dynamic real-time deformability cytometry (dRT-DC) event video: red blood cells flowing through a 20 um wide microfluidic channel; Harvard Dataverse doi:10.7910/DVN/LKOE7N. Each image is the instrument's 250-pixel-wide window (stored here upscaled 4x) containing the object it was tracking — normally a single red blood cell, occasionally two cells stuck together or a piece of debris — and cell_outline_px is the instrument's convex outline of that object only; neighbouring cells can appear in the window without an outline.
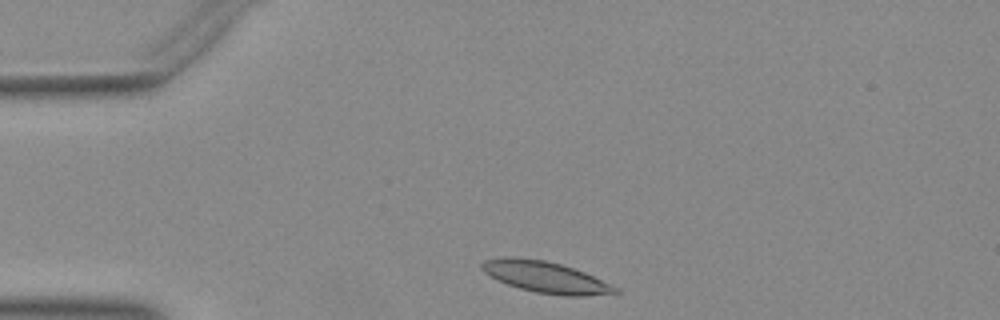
{"species": "Egyptian fruit bat (a non-hibernating species)", "species_latin": "Rousettus aegyptiacus", "temperature_condition": "warm", "stored_images_in_passage": 33, "camera_frame_rate_fps": 3000, "um_per_image_px": 0.085, "animal": {"sex": "female"}, "frame": {"image": 1, "passage_image": 2, "time_ms": 0.333, "image_size_px": [1000, 320], "cell_outline_px": [[620, 292], [584, 296], [564, 296], [536, 292], [520, 288], [508, 284], [484, 272], [480, 268], [480, 264], [484, 260], [504, 256], [544, 260], [560, 264], [584, 272], [620, 288]], "centroid_in_image_um": [46.38, 23.55], "position_along_channel_um": 38.6, "area_um2": 24.04}}
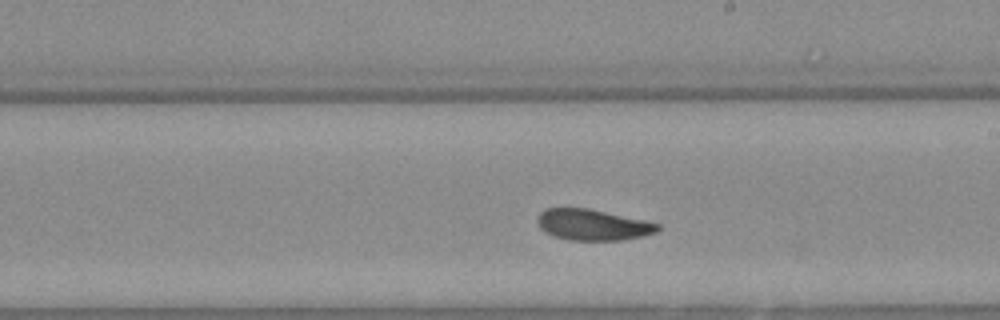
{"frame": {"image": 2, "passage_image": 20, "time_ms": 6.333, "image_size_px": [1000, 320], "cell_outline_px": [[660, 228], [656, 232], [644, 236], [620, 240], [568, 240], [552, 236], [544, 232], [540, 228], [536, 220], [540, 212], [544, 208], [588, 208], [644, 220], [660, 224]], "centroid_in_image_um": [50.35, 19.11], "position_along_channel_um": 238.7, "area_um2": 21.85}}
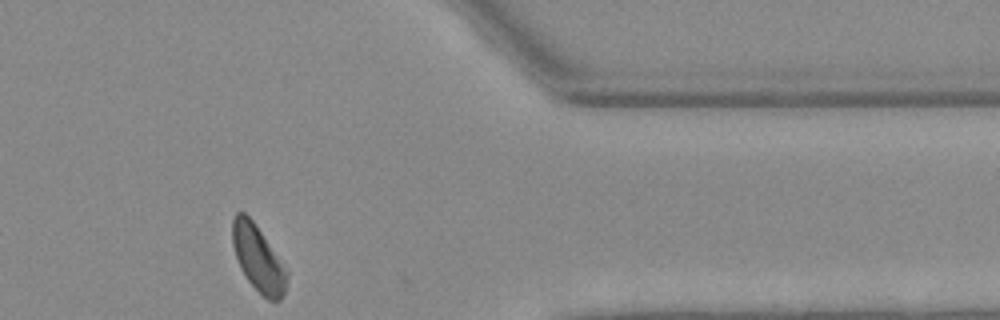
{"frame": {"image": 3, "passage_image": 33, "time_ms": 10.667, "image_size_px": [1000, 320], "cell_outline_px": [[288, 276], [284, 292], [280, 300], [268, 300], [248, 280], [240, 268], [232, 244], [232, 220], [236, 212], [244, 212], [252, 220], [288, 272]], "centroid_in_image_um": [21.92, 21.96], "position_along_channel_um": 389.5, "area_um2": 20.35}}